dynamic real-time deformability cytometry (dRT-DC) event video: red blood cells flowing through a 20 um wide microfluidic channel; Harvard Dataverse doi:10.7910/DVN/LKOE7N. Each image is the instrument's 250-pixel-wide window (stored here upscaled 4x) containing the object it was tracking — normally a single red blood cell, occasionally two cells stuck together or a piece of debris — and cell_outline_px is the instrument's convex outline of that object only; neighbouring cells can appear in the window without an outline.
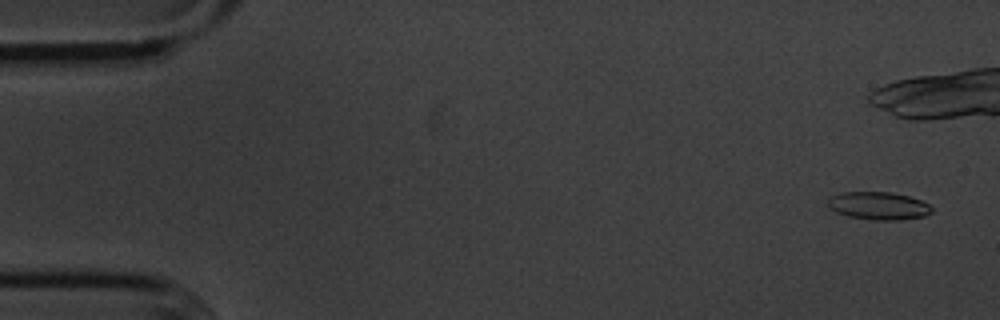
{"species": "common noctule bat (a hibernating species)", "species_latin": "Nyctalus noctula", "temperature_condition": "cold", "stored_images_in_passage": 16, "camera_frame_rate_fps": 3000, "um_per_image_px": 0.085, "animal": {"sex": "male", "body_mass_g": 20.1, "forearm_length_mm": 53.5}, "frame": {"image": 1, "passage_image": 3, "time_ms": 0.667, "image_size_px": [1000, 320], "cell_outline_px": [[932, 212], [924, 216], [900, 220], [876, 220], [848, 216], [836, 212], [828, 208], [828, 200], [832, 196], [840, 192], [892, 192], [908, 196], [920, 200], [928, 204], [932, 208]], "centroid_in_image_um": [74.66, 17.49], "position_along_channel_um": 10.3, "area_um2": 16.82}}